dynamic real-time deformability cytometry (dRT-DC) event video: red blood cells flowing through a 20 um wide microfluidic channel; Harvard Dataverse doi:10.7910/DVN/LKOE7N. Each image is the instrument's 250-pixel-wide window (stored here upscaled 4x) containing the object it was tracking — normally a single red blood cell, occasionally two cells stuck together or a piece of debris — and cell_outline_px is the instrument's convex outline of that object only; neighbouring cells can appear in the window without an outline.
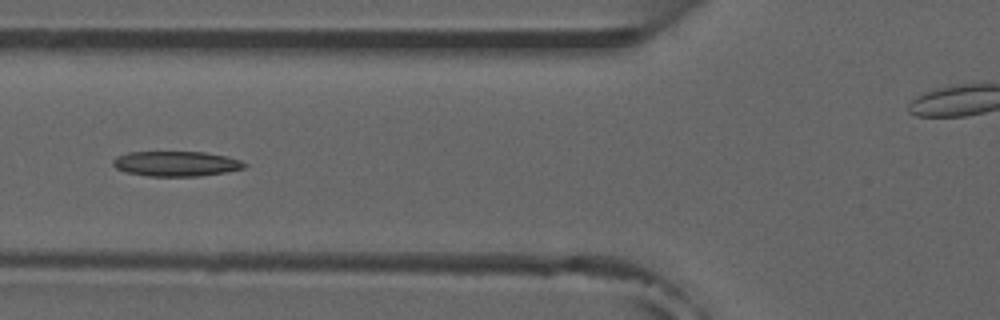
{"species": "common noctule bat (a hibernating species)", "species_latin": "Nyctalus noctula", "temperature_condition": "room temperature", "stored_images_in_passage": 7, "camera_frame_rate_fps": 3000, "um_per_image_px": 0.085, "animal": {"sex": "male", "forearm_length_mm": 52.5}, "frame": {"image": 1, "passage_image": 7, "time_ms": 7.667, "image_size_px": [1000, 320], "cell_outline_px": [[248, 164], [244, 168], [224, 172], [200, 176], [148, 176], [128, 172], [116, 168], [112, 164], [112, 160], [116, 156], [128, 152], [204, 152], [228, 156], [240, 160]], "centroid_in_image_um": [14.97, 13.91], "position_along_channel_um": 110.8, "area_um2": 19.19}}